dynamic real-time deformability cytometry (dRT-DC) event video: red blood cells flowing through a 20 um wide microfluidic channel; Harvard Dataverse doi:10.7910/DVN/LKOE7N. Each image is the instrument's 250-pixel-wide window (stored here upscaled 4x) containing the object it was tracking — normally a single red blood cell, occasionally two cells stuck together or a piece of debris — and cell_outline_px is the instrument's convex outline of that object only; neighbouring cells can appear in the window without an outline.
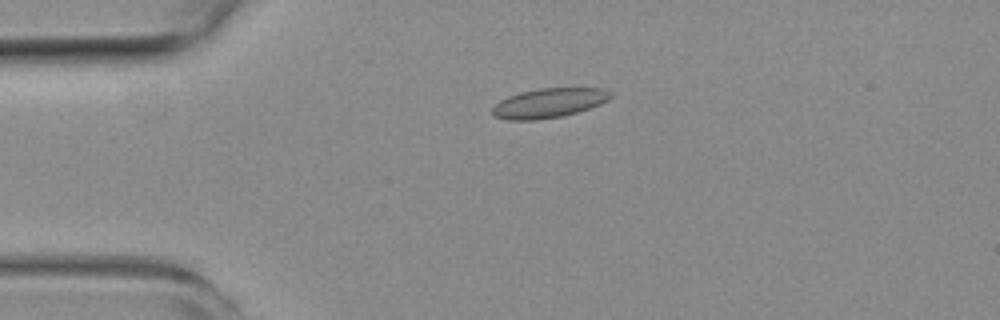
{"species": "common noctule bat (a hibernating species)", "species_latin": "Nyctalus noctula", "temperature_condition": "room temperature", "stored_images_in_passage": 3, "camera_frame_rate_fps": 3000, "um_per_image_px": 0.085, "animal": {"sex": "female", "body_mass_g": 19.3, "forearm_length_mm": 54.1}, "frame": {"image": 1, "passage_image": 2, "time_ms": 2.0, "image_size_px": [1000, 320], "cell_outline_px": [[612, 96], [608, 100], [600, 104], [576, 112], [560, 116], [536, 120], [508, 120], [492, 116], [492, 108], [500, 100], [508, 96], [520, 92], [540, 88], [604, 88], [612, 92]], "centroid_in_image_um": [46.64, 8.75], "position_along_channel_um": 38.4, "area_um2": 20.29}}